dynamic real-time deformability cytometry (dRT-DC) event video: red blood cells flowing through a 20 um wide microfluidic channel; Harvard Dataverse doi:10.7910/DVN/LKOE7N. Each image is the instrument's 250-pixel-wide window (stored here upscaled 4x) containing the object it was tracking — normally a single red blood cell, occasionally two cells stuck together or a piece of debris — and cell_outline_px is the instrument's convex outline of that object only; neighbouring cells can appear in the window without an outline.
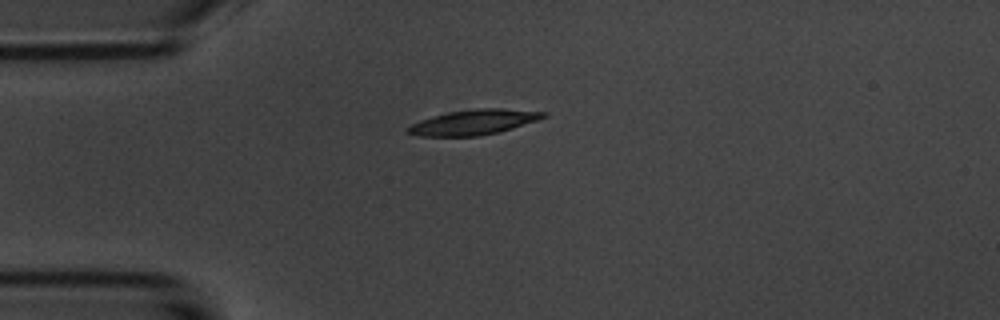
{"species": "common noctule bat (a hibernating species)", "species_latin": "Nyctalus noctula", "temperature_condition": "room temperature", "stored_images_in_passage": 3, "camera_frame_rate_fps": 3000, "um_per_image_px": 0.085, "animal": {"sex": "male", "body_mass_g": 20.1, "forearm_length_mm": 53.5}, "frame": {"image": 1, "passage_image": 1, "time_ms": 0.0, "image_size_px": [1000, 320], "cell_outline_px": [[548, 116], [500, 132], [480, 136], [420, 136], [404, 132], [412, 124], [420, 120], [432, 116], [448, 112], [476, 108], [500, 108], [548, 112]], "centroid_in_image_um": [40.26, 10.38], "position_along_channel_um": 44.7, "area_um2": 19.83}}
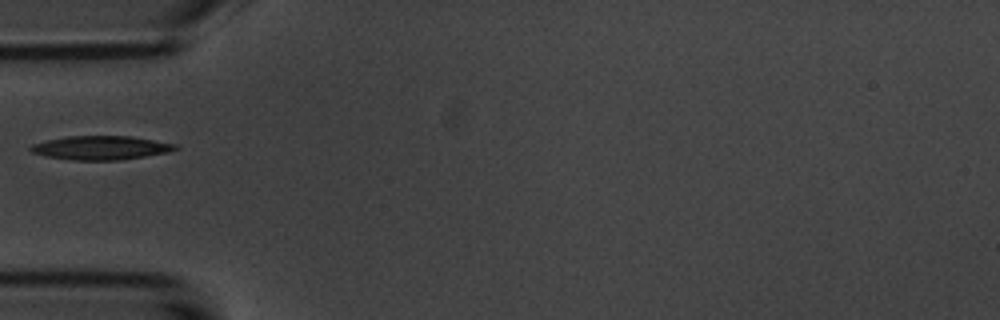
{"frame": {"image": 2, "passage_image": 2, "time_ms": 1.333, "image_size_px": [1000, 320], "cell_outline_px": [[180, 148], [168, 152], [120, 160], [72, 160], [44, 156], [32, 152], [28, 148], [32, 144], [44, 140], [68, 136], [128, 136], [176, 144]], "centroid_in_image_um": [8.52, 12.56], "position_along_channel_um": 76.5, "area_um2": 20.06}}